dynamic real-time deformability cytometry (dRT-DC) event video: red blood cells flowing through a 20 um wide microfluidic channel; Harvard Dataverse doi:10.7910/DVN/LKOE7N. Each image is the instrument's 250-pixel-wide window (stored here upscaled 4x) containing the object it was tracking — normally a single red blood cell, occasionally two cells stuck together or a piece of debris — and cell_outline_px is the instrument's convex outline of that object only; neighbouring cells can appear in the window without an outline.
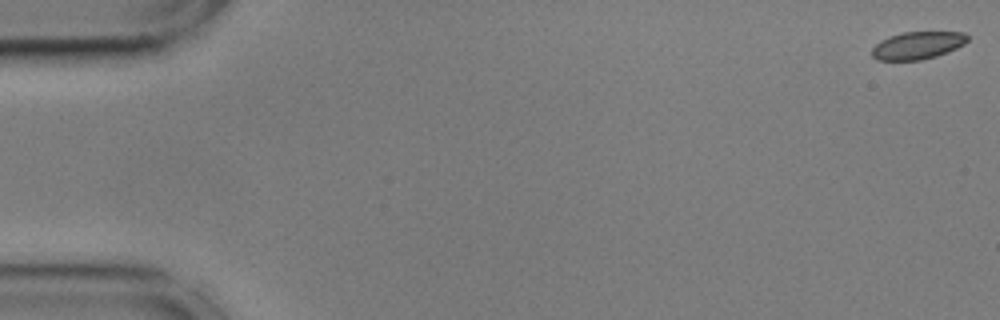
{"species": "common noctule bat (a hibernating species)", "species_latin": "Nyctalus noctula", "temperature_condition": "cold", "stored_images_in_passage": 3, "camera_frame_rate_fps": 3000, "um_per_image_px": 0.085, "animal": {"sex": "male", "body_mass_g": 17.9, "forearm_length_mm": 54.2}, "frame": {"image": 1, "passage_image": 1, "time_ms": 0.0, "image_size_px": [1000, 320], "cell_outline_px": [[968, 40], [964, 44], [956, 48], [936, 56], [920, 60], [876, 60], [872, 56], [872, 48], [880, 40], [888, 36], [904, 32], [964, 32], [968, 36]], "centroid_in_image_um": [77.97, 3.85], "position_along_channel_um": 7.0, "area_um2": 15.32}}